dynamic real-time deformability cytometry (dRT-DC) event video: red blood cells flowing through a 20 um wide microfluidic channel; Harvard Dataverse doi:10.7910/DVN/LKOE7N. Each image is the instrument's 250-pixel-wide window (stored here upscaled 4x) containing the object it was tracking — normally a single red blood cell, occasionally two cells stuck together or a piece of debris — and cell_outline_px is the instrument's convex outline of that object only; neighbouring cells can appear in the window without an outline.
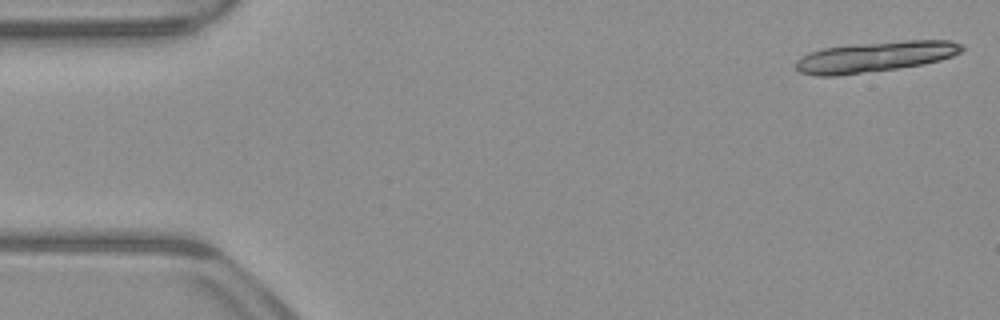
{"species": "common noctule bat (a hibernating species)", "species_latin": "Nyctalus noctula", "temperature_condition": "warm", "stored_images_in_passage": 16, "camera_frame_rate_fps": 3000, "um_per_image_px": 0.085, "animal": {"sex": "male", "body_mass_g": 23.1, "forearm_length_mm": 52.7}, "frame": {"image": 1, "passage_image": 1, "time_ms": 0.0, "image_size_px": [1000, 320], "cell_outline_px": [[964, 48], [960, 52], [952, 56], [940, 60], [924, 64], [896, 68], [836, 76], [816, 76], [800, 72], [796, 68], [796, 60], [800, 56], [824, 48], [852, 44], [904, 40], [952, 40], [964, 44]], "centroid_in_image_um": [74.41, 4.81], "position_along_channel_um": 10.6, "area_um2": 29.59}}